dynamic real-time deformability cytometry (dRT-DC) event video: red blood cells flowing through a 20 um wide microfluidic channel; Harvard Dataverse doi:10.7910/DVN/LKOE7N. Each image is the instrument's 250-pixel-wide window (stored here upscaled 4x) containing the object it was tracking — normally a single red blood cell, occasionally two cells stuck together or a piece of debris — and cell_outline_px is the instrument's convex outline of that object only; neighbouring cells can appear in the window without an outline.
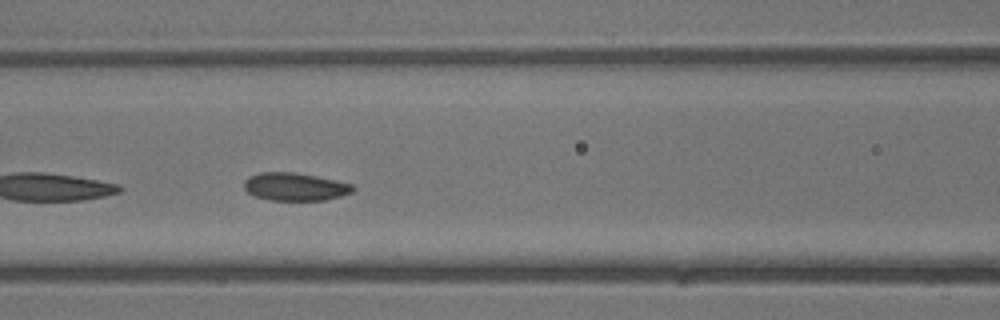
{"species": "common noctule bat (a hibernating species)", "species_latin": "Nyctalus noctula", "temperature_condition": "warm", "stored_images_in_passage": 20, "camera_frame_rate_fps": 3000, "um_per_image_px": 0.085, "animal": {"sex": "male", "body_mass_g": 13.3}, "frame": {"image": 1, "passage_image": 14, "time_ms": 4.333, "image_size_px": [1000, 320], "cell_outline_px": [[356, 188], [352, 192], [340, 196], [324, 200], [268, 200], [256, 196], [248, 192], [244, 188], [244, 180], [248, 176], [260, 172], [296, 172], [336, 180], [352, 184]], "centroid_in_image_um": [25.07, 15.86], "position_along_channel_um": 141.5, "area_um2": 17.74}}
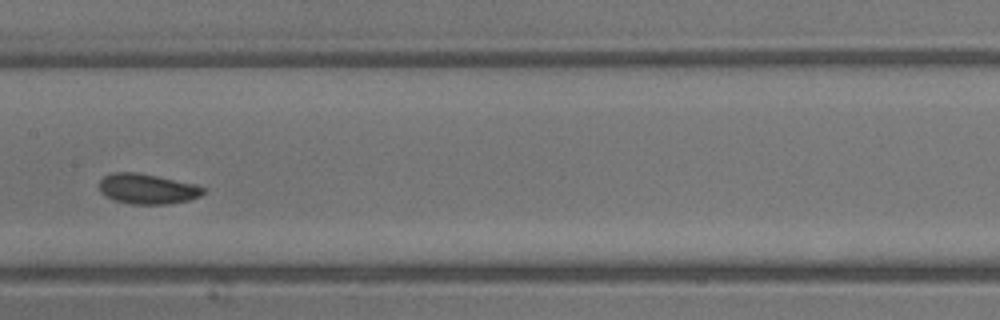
{"frame": {"image": 2, "passage_image": 17, "time_ms": 5.333, "image_size_px": [1000, 320], "cell_outline_px": [[204, 192], [200, 196], [188, 200], [168, 204], [132, 204], [116, 200], [100, 192], [100, 180], [104, 176], [112, 172], [136, 172], [196, 184], [204, 188]], "centroid_in_image_um": [12.53, 16.05], "position_along_channel_um": 194.9, "area_um2": 18.09}}